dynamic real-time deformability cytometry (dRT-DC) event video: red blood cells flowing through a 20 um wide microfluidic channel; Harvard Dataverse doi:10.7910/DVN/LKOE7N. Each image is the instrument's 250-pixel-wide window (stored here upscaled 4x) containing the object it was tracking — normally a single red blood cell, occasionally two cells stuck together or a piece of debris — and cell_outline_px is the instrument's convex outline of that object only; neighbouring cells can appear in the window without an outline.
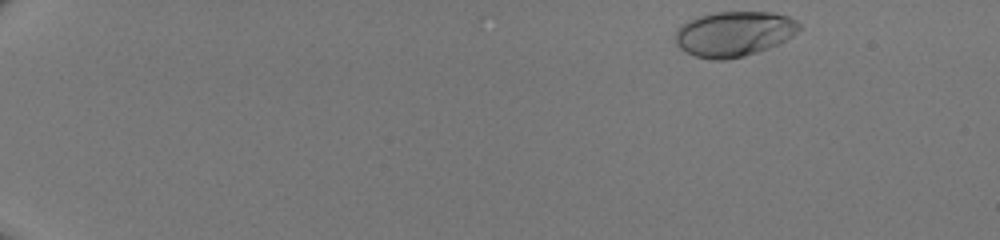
{"species": "human", "species_latin": "Homo sapiens", "temperature_condition": "room temperature", "stored_images_in_passage": 44, "camera_frame_rate_fps": 3000, "um_per_image_px": 0.085, "donor": {"sex": "male"}, "frame": {"image": 1, "passage_image": 1, "time_ms": 0.0, "image_size_px": [1000, 240], "cell_outline_px": [[800, 28], [792, 36], [768, 48], [744, 56], [724, 60], [712, 60], [696, 56], [680, 48], [676, 44], [676, 28], [680, 24], [696, 16], [716, 12], [772, 12], [788, 16], [796, 20], [800, 24]], "centroid_in_image_um": [62.36, 2.86], "position_along_channel_um": 22.6, "area_um2": 32.54}}
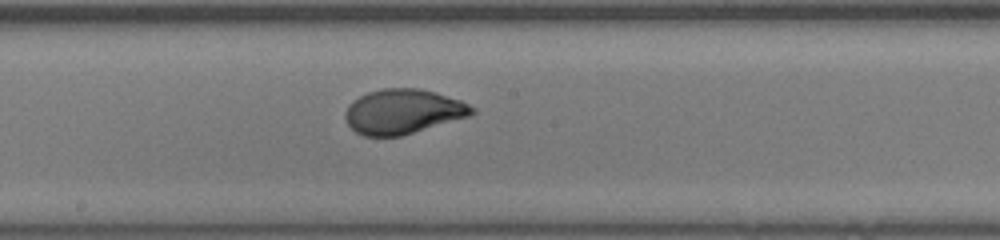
{"frame": {"image": 2, "passage_image": 25, "time_ms": 8.0, "image_size_px": [1000, 240], "cell_outline_px": [[476, 112], [468, 116], [400, 136], [364, 136], [356, 132], [348, 124], [344, 116], [344, 112], [348, 104], [352, 100], [368, 92], [384, 88], [416, 88], [436, 92], [460, 100], [476, 108]], "centroid_in_image_um": [34.22, 9.47], "position_along_channel_um": 214.0, "area_um2": 32.89}}
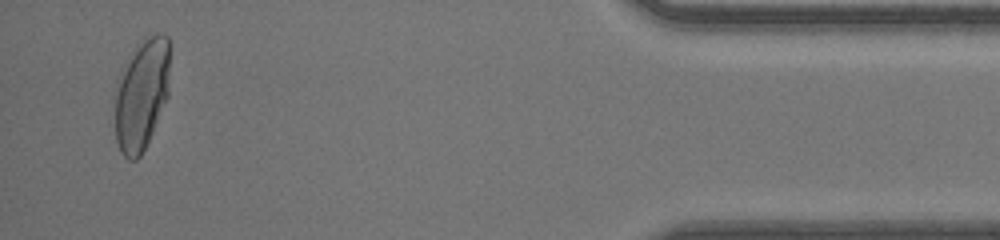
{"frame": {"image": 3, "passage_image": 43, "time_ms": 14.0, "image_size_px": [1000, 240], "cell_outline_px": [[172, 48], [168, 96], [152, 132], [140, 156], [136, 160], [128, 160], [120, 152], [116, 140], [116, 80], [120, 72], [136, 44], [148, 36], [156, 32], [168, 36]], "centroid_in_image_um": [12.08, 7.93], "position_along_channel_um": 423.1, "area_um2": 36.3}}